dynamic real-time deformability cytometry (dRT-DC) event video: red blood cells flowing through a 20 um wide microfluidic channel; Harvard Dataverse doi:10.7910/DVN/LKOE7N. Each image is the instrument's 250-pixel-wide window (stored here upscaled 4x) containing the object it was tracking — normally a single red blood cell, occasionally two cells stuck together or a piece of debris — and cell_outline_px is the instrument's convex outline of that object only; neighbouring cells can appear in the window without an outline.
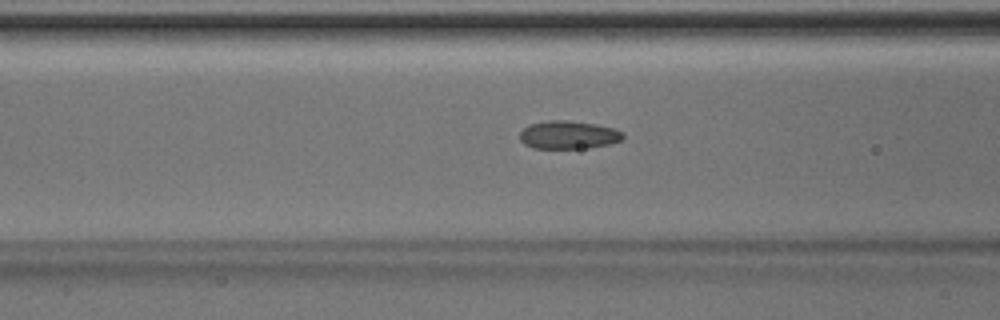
{"species": "Egyptian fruit bat (a non-hibernating species)", "species_latin": "Rousettus aegyptiacus", "temperature_condition": "room temperature", "stored_images_in_passage": 46, "camera_frame_rate_fps": 3000, "um_per_image_px": 0.085, "animal": {"sex": "male"}, "frame": {"image": 1, "passage_image": 19, "time_ms": 6.0, "image_size_px": [1000, 320], "cell_outline_px": [[624, 136], [620, 140], [612, 144], [588, 148], [532, 148], [524, 144], [520, 140], [520, 132], [528, 124], [548, 120], [568, 120], [596, 124], [612, 128], [624, 132]], "centroid_in_image_um": [48.31, 11.46], "position_along_channel_um": 118.3, "area_um2": 17.05}}
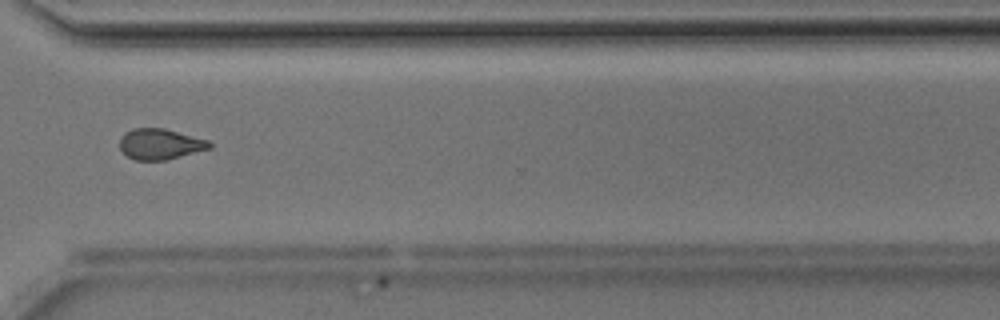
{"frame": {"image": 2, "passage_image": 36, "time_ms": 11.667, "image_size_px": [1000, 320], "cell_outline_px": [[212, 148], [164, 160], [136, 160], [128, 156], [120, 148], [120, 136], [124, 132], [132, 128], [164, 128], [208, 140], [212, 144]], "centroid_in_image_um": [13.6, 12.23], "position_along_channel_um": 357.0, "area_um2": 16.01}}
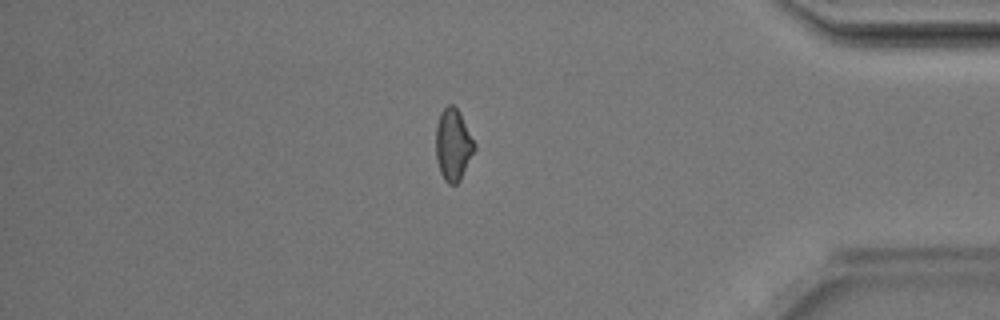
{"frame": {"image": 3, "passage_image": 41, "time_ms": 13.333, "image_size_px": [1000, 320], "cell_outline_px": [[476, 148], [460, 180], [456, 184], [448, 184], [444, 180], [440, 172], [436, 160], [436, 124], [440, 112], [448, 104], [452, 104], [460, 112], [476, 144]], "centroid_in_image_um": [38.51, 12.29], "position_along_channel_um": 396.7, "area_um2": 16.3}, "authors_computed_cell_mechanics": {"area_um2": 17.051, "velocity_mm_per_s": 4.2101, "shape_relaxation_time_tau1_ms": null, "shape_relaxation_time_tau2_ms": 2.2675, "deformation_change_tau1": null, "deformation_change_tau2": 0.084}}